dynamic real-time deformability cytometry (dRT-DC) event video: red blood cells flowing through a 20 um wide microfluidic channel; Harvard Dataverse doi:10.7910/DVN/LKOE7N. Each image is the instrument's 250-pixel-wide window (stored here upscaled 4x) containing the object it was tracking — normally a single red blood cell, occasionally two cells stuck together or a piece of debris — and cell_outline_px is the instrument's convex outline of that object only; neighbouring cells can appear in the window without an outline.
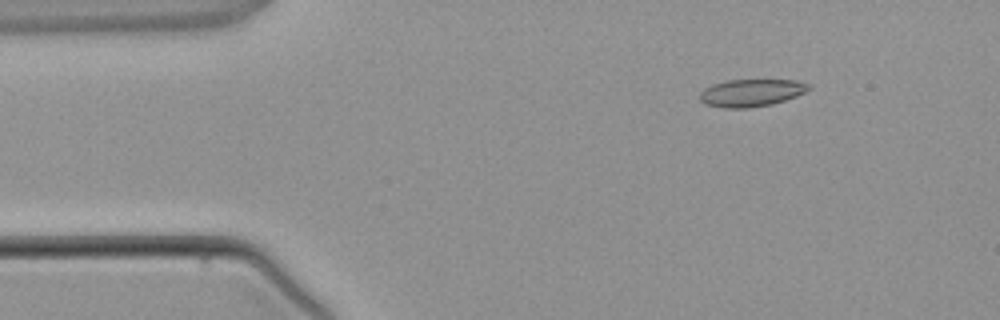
{"species": "common noctule bat (a hibernating species)", "species_latin": "Nyctalus noctula", "temperature_condition": "warm", "stored_images_in_passage": 5, "camera_frame_rate_fps": 3000, "um_per_image_px": 0.085, "animal": {"sex": "male", "body_mass_g": 21.5, "forearm_length_mm": 52.0}, "frame": {"image": 1, "passage_image": 5, "time_ms": 4.667, "image_size_px": [1000, 320], "cell_outline_px": [[812, 88], [796, 96], [772, 104], [748, 108], [724, 108], [704, 104], [700, 100], [700, 92], [704, 88], [712, 84], [728, 80], [796, 80], [812, 84]], "centroid_in_image_um": [63.86, 7.88], "position_along_channel_um": 21.1, "area_um2": 17.51}}